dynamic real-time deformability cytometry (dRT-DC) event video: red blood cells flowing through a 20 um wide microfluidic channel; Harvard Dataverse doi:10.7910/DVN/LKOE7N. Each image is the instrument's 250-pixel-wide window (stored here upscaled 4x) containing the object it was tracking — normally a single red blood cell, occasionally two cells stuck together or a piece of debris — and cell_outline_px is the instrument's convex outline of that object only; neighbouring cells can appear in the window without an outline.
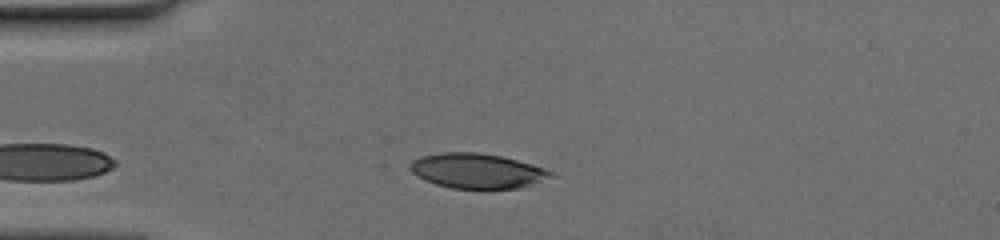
{"species": "human", "species_latin": "Homo sapiens", "temperature_condition": "cold", "stored_images_in_passage": 31, "camera_frame_rate_fps": 3000, "um_per_image_px": 0.085, "donor": {"sex": "female"}, "frame": {"image": 1, "passage_image": 3, "time_ms": 0.667, "image_size_px": [1000, 240], "cell_outline_px": [[556, 176], [520, 188], [452, 188], [436, 184], [412, 172], [408, 168], [408, 164], [412, 160], [420, 156], [444, 152], [476, 152], [500, 156], [532, 164], [544, 168], [552, 172]], "centroid_in_image_um": [40.56, 14.51], "position_along_channel_um": 44.4, "area_um2": 28.38}}
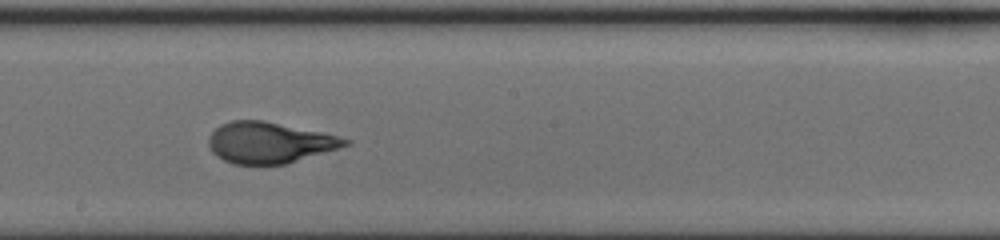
{"frame": {"image": 2, "passage_image": 18, "time_ms": 5.667, "image_size_px": [1000, 240], "cell_outline_px": [[352, 144], [340, 148], [288, 164], [232, 164], [216, 156], [212, 152], [208, 144], [208, 136], [220, 124], [232, 120], [264, 120], [320, 132], [352, 140]], "centroid_in_image_um": [22.9, 12.13], "position_along_channel_um": 225.3, "area_um2": 32.83}}
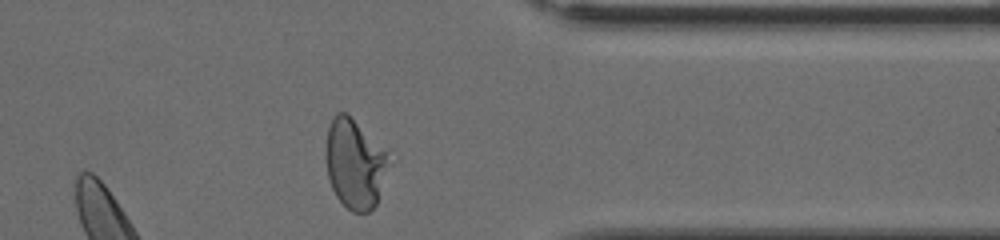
{"frame": {"image": 3, "passage_image": 30, "time_ms": 9.667, "image_size_px": [1000, 240], "cell_outline_px": [[388, 152], [376, 204], [368, 212], [352, 212], [336, 196], [332, 188], [328, 176], [328, 128], [332, 116], [336, 112], [348, 112]], "centroid_in_image_um": [30.13, 13.86], "position_along_channel_um": 381.3, "area_um2": 31.67}}